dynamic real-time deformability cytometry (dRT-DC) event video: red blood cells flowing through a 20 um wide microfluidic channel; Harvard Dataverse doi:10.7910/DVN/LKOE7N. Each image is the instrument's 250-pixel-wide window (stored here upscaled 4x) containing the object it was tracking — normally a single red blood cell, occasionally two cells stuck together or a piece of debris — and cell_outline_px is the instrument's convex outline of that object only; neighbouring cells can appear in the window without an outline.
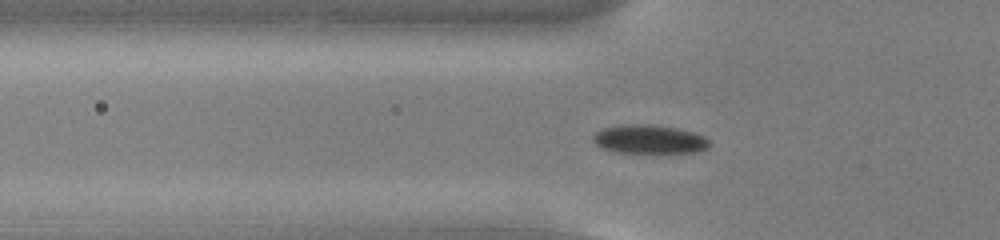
{"species": "common noctule bat (a hibernating species)", "species_latin": "Nyctalus noctula", "temperature_condition": "cold", "stored_images_in_passage": 45, "camera_frame_rate_fps": 3000, "um_per_image_px": 0.085, "animal": {"sex": "male", "body_mass_g": 13.0, "forearm_length_mm": 53.1}, "frame": {"image": 1, "passage_image": 9, "time_ms": 2.667, "image_size_px": [1000, 240], "cell_outline_px": [[708, 148], [700, 152], [656, 156], [616, 152], [604, 148], [596, 144], [592, 140], [592, 136], [596, 132], [604, 128], [624, 124], [656, 124], [680, 128], [704, 136], [708, 140]], "centroid_in_image_um": [55.24, 11.89], "position_along_channel_um": 70.6, "area_um2": 20.69}}
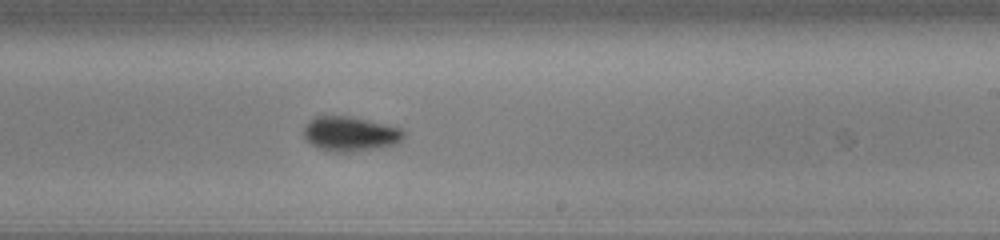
{"frame": {"image": 2, "passage_image": 24, "time_ms": 7.667, "image_size_px": [1000, 240], "cell_outline_px": [[404, 136], [396, 144], [376, 148], [348, 152], [336, 152], [316, 148], [304, 136], [304, 128], [316, 116], [348, 116], [384, 124], [400, 128], [404, 132]], "centroid_in_image_um": [29.76, 11.39], "position_along_channel_um": 259.2, "area_um2": 19.77}}
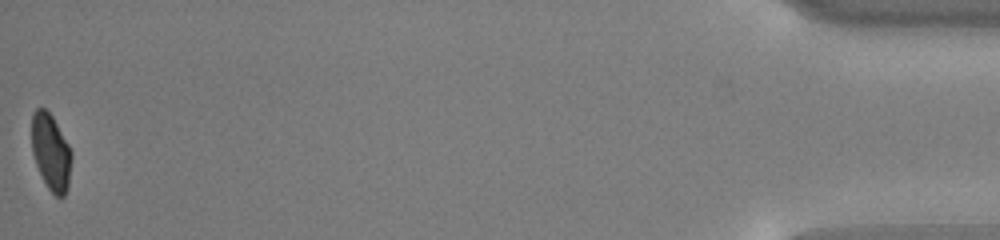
{"frame": {"image": 3, "passage_image": 45, "time_ms": 14.667, "image_size_px": [1000, 240], "cell_outline_px": [[72, 156], [68, 188], [64, 196], [56, 196], [48, 188], [36, 164], [32, 152], [32, 112], [36, 108], [44, 108], [52, 116], [68, 144], [72, 152]], "centroid_in_image_um": [4.33, 12.92], "position_along_channel_um": 430.9, "area_um2": 17.57}, "authors_computed_cell_mechanics": {"area_um2": 19.4786, "velocity_mm_per_s": 3.7888, "shape_relaxation_time_tau1_ms": 2.259, "shape_relaxation_time_tau2_ms": null, "deformation_change_tau1": 0.0917, "deformation_change_tau2": null}}